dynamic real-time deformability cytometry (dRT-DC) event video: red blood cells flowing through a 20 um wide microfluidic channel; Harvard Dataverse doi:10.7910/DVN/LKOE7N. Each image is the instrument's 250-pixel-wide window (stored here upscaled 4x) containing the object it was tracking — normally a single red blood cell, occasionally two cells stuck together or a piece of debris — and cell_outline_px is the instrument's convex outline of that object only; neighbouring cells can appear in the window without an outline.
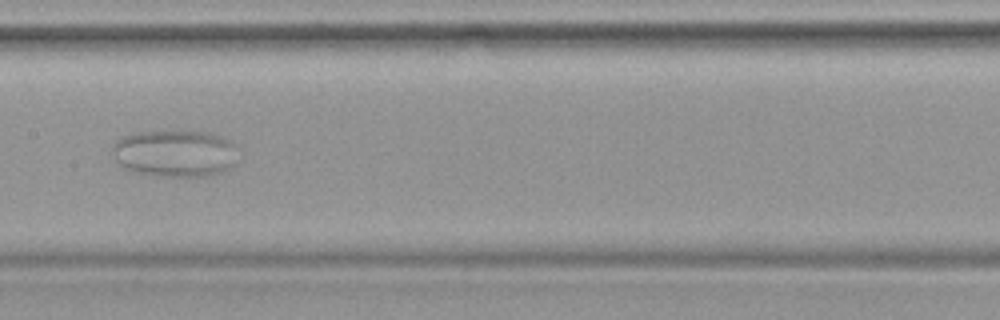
{"species": "common noctule bat (a hibernating species)", "species_latin": "Nyctalus noctula", "temperature_condition": "warm", "stored_images_in_passage": 49, "camera_frame_rate_fps": 3000, "um_per_image_px": 0.085, "animal": {"sex": "female", "body_mass_g": 19.9}, "frame": {"image": 1, "passage_image": 25, "time_ms": 8.0, "image_size_px": [1000, 320], "cell_outline_px": [[236, 164], [224, 172], [208, 176], [160, 176], [136, 172], [124, 168], [116, 164], [112, 152], [112, 144], [120, 136], [136, 132], [208, 132], [220, 136], [236, 144]], "centroid_in_image_um": [14.85, 13.05], "position_along_channel_um": 192.5, "area_um2": 34.74}}
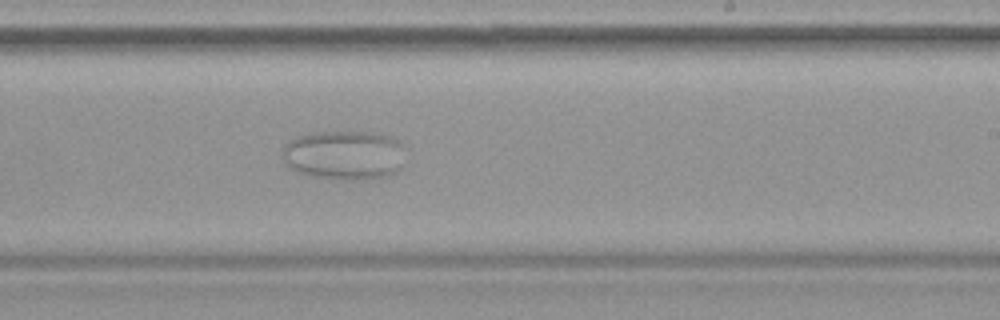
{"frame": {"image": 2, "passage_image": 30, "time_ms": 9.667, "image_size_px": [1000, 320], "cell_outline_px": [[400, 168], [396, 172], [388, 176], [368, 180], [340, 180], [312, 176], [300, 172], [292, 168], [284, 160], [284, 144], [296, 136], [316, 132], [380, 132], [392, 136], [400, 144]], "centroid_in_image_um": [29.25, 13.18], "position_along_channel_um": 259.8, "area_um2": 35.26}}